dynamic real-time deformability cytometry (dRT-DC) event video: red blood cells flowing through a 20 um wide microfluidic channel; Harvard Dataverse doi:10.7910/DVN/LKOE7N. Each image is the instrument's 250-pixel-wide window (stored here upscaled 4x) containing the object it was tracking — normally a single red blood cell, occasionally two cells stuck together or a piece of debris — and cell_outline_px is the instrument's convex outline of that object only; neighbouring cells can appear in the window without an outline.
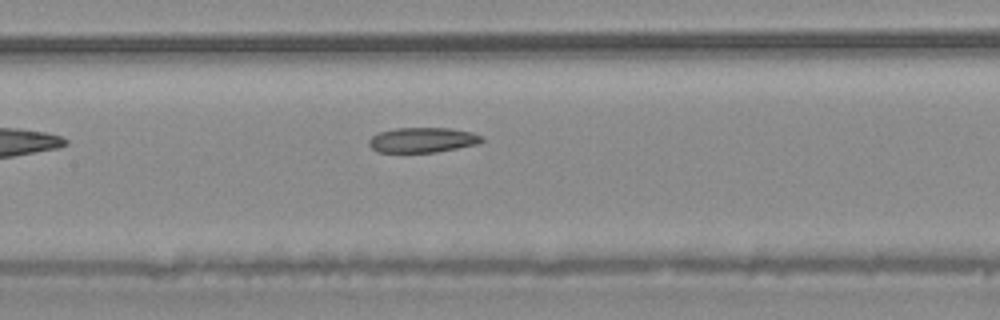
{"species": "common noctule bat (a hibernating species)", "species_latin": "Nyctalus noctula", "temperature_condition": "warm", "stored_images_in_passage": 6, "camera_frame_rate_fps": 3000, "um_per_image_px": 0.085, "animal": {"sex": "male", "body_mass_g": 20.4}, "frame": {"image": 1, "passage_image": 6, "time_ms": 1.667, "image_size_px": [1000, 320], "cell_outline_px": [[484, 140], [476, 144], [436, 152], [376, 152], [368, 144], [368, 140], [372, 136], [380, 132], [396, 128], [452, 128], [472, 132], [484, 136]], "centroid_in_image_um": [35.92, 11.89], "position_along_channel_um": 171.5, "area_um2": 16.47}}